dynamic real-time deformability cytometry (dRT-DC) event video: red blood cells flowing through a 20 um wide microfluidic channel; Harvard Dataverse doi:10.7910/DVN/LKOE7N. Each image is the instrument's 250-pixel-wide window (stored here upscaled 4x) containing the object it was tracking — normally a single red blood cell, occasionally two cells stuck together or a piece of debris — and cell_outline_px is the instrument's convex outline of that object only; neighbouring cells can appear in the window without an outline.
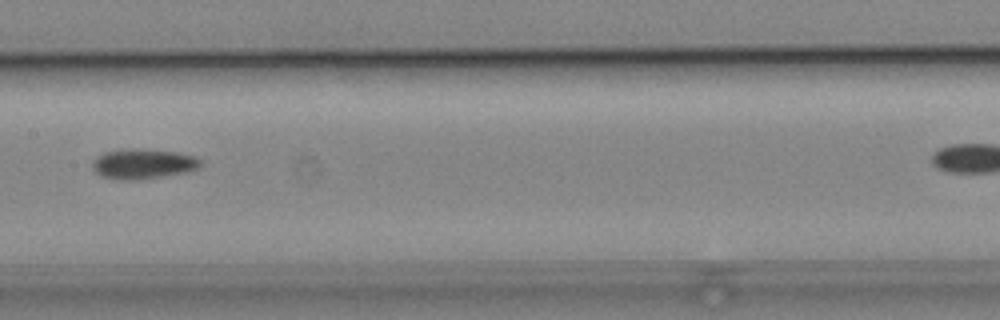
{"species": "common noctule bat (a hibernating species)", "species_latin": "Nyctalus noctula", "temperature_condition": "cold", "stored_images_in_passage": 8, "camera_frame_rate_fps": 3000, "um_per_image_px": 0.085, "animal": {"sex": "male", "body_mass_g": 19.2, "forearm_length_mm": 51.8}, "frame": {"image": 1, "passage_image": 4, "time_ms": 3.667, "image_size_px": [1000, 320], "cell_outline_px": [[204, 164], [196, 168], [184, 172], [136, 180], [124, 180], [100, 176], [92, 168], [92, 160], [96, 156], [104, 152], [132, 148], [136, 148], [176, 152], [196, 156]], "centroid_in_image_um": [12.13, 13.91], "position_along_channel_um": 195.3, "area_um2": 18.84}}
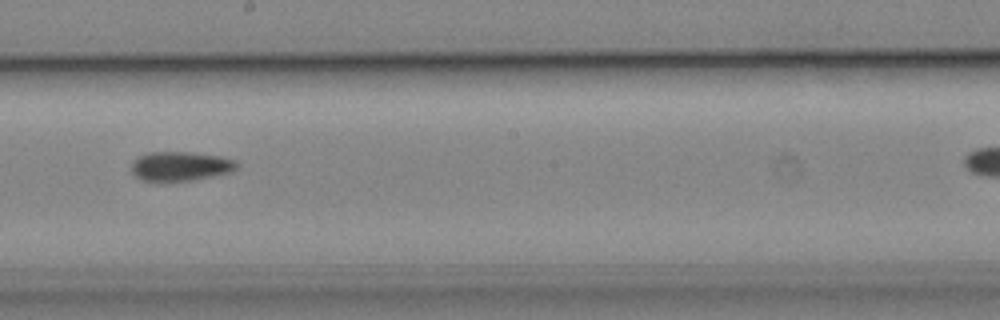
{"frame": {"image": 2, "passage_image": 5, "time_ms": 4.667, "image_size_px": [1000, 320], "cell_outline_px": [[240, 164], [232, 172], [192, 180], [156, 184], [140, 180], [132, 172], [132, 160], [148, 152], [188, 152], [220, 156], [236, 160]], "centroid_in_image_um": [15.3, 14.16], "position_along_channel_um": 232.9, "area_um2": 18.61}}